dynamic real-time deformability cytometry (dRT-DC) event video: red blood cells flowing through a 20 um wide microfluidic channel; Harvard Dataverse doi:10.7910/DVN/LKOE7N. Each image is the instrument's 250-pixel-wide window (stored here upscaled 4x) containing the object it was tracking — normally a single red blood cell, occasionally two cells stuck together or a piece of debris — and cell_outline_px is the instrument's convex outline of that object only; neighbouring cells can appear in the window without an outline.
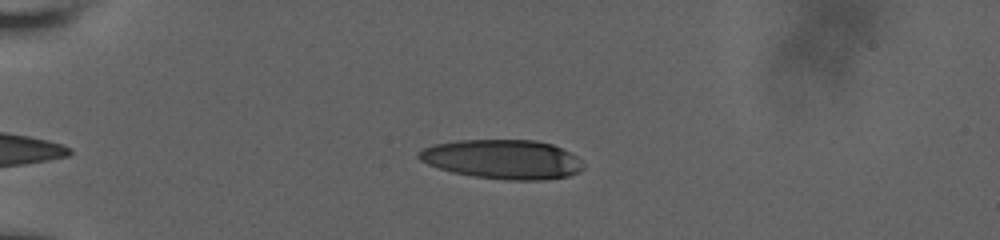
{"species": "human", "species_latin": "Homo sapiens", "temperature_condition": "room temperature", "stored_images_in_passage": 43, "camera_frame_rate_fps": 3000, "um_per_image_px": 0.085, "donor": {"sex": "male"}, "frame": {"image": 1, "passage_image": 2, "time_ms": 0.333, "image_size_px": [1000, 240], "cell_outline_px": [[584, 168], [568, 176], [544, 180], [508, 180], [472, 176], [452, 172], [428, 164], [420, 160], [416, 156], [424, 148], [432, 144], [456, 140], [536, 140], [552, 144], [576, 156], [584, 164]], "centroid_in_image_um": [42.71, 13.54], "position_along_channel_um": 42.3, "area_um2": 37.63}}
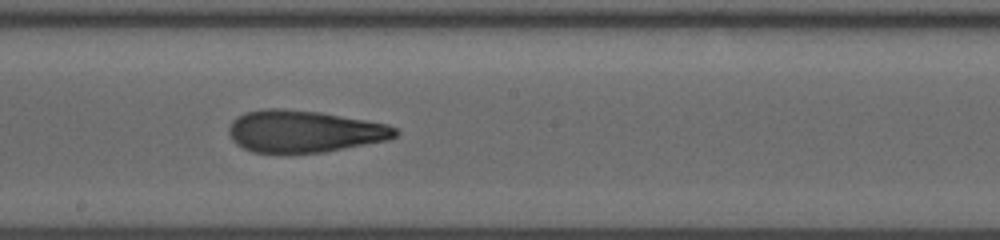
{"frame": {"image": 2, "passage_image": 20, "time_ms": 6.333, "image_size_px": [1000, 240], "cell_outline_px": [[400, 132], [396, 136], [388, 140], [324, 152], [252, 152], [236, 144], [232, 140], [228, 132], [228, 128], [232, 120], [244, 112], [264, 108], [284, 108], [320, 112], [388, 124], [396, 128]], "centroid_in_image_um": [25.84, 11.15], "position_along_channel_um": 222.4, "area_um2": 40.81}}
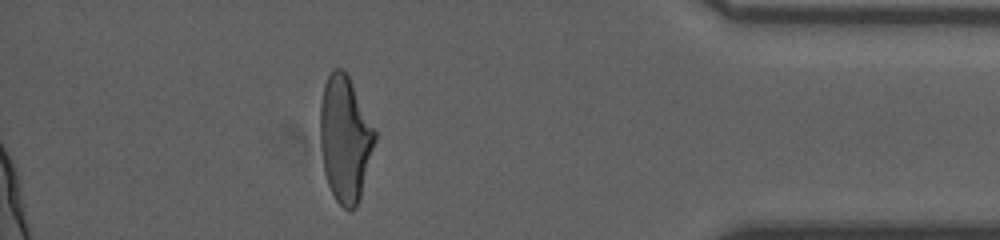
{"frame": {"image": 3, "passage_image": 37, "time_ms": 12.0, "image_size_px": [1000, 240], "cell_outline_px": [[376, 140], [360, 196], [356, 208], [348, 212], [336, 200], [328, 184], [324, 172], [320, 144], [320, 104], [324, 84], [332, 68], [344, 68], [376, 132]], "centroid_in_image_um": [29.31, 11.8], "position_along_channel_um": 405.9, "area_um2": 39.94}, "authors_computed_cell_mechanics": {"area_um2": 40.5178, "velocity_mm_per_s": 3.8332, "shape_relaxation_time_tau1_ms": null, "shape_relaxation_time_tau2_ms": 1.3747, "deformation_change_tau1": null, "deformation_change_tau2": 0.0987}}